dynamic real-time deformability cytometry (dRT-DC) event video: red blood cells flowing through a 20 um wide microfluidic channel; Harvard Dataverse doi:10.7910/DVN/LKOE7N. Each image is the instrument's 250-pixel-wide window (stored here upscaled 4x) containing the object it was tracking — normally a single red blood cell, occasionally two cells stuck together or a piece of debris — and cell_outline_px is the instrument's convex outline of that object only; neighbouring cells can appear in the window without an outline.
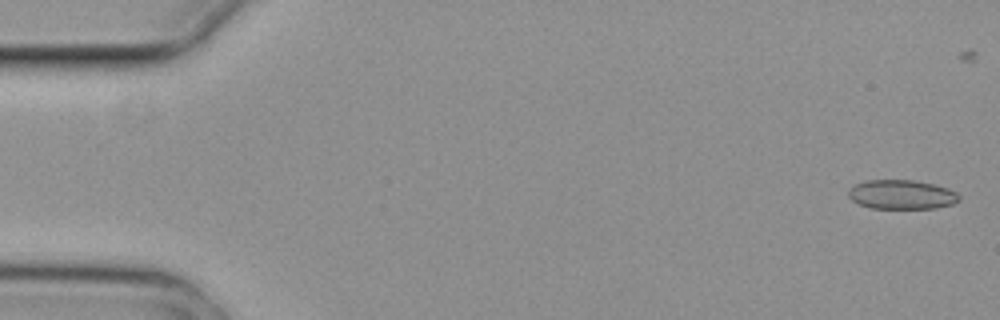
{"species": "common noctule bat (a hibernating species)", "species_latin": "Nyctalus noctula", "temperature_condition": "cold", "stored_images_in_passage": 5, "camera_frame_rate_fps": 3000, "um_per_image_px": 0.085, "animal": {"sex": "female", "body_mass_g": 29.2, "forearm_length_mm": 56.3}, "frame": {"image": 1, "passage_image": 1, "time_ms": 0.0, "image_size_px": [1000, 320], "cell_outline_px": [[960, 200], [952, 204], [936, 208], [868, 208], [852, 200], [848, 196], [848, 188], [856, 184], [868, 180], [912, 180], [932, 184], [948, 188], [956, 192], [960, 196]], "centroid_in_image_um": [76.63, 16.54], "position_along_channel_um": 8.4, "area_um2": 18.84}}
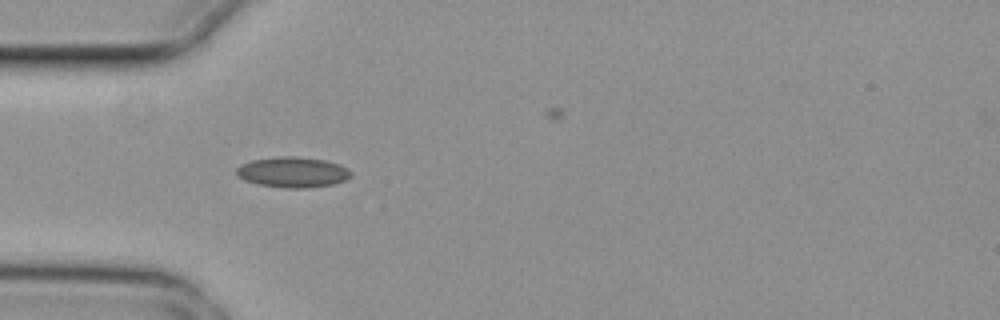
{"frame": {"image": 2, "passage_image": 4, "time_ms": 1.0, "image_size_px": [1000, 320], "cell_outline_px": [[352, 176], [336, 184], [304, 188], [284, 188], [260, 184], [244, 180], [236, 172], [236, 168], [240, 164], [252, 160], [280, 156], [296, 156], [324, 160], [340, 164], [348, 168], [352, 172]], "centroid_in_image_um": [24.92, 14.63], "position_along_channel_um": 60.1, "area_um2": 20.4}}
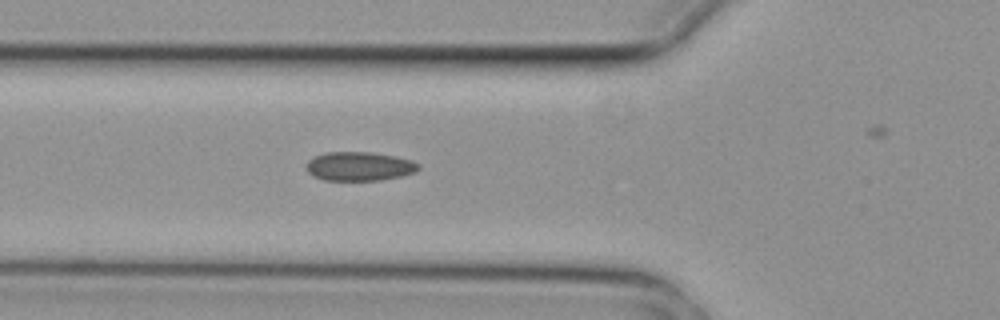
{"frame": {"image": 3, "passage_image": 5, "time_ms": 1.333, "image_size_px": [1000, 320], "cell_outline_px": [[420, 168], [416, 172], [400, 176], [380, 180], [324, 180], [312, 176], [304, 168], [304, 164], [312, 156], [324, 152], [372, 152], [396, 156], [412, 160], [420, 164]], "centroid_in_image_um": [30.5, 14.12], "position_along_channel_um": 95.3, "area_um2": 19.31}}